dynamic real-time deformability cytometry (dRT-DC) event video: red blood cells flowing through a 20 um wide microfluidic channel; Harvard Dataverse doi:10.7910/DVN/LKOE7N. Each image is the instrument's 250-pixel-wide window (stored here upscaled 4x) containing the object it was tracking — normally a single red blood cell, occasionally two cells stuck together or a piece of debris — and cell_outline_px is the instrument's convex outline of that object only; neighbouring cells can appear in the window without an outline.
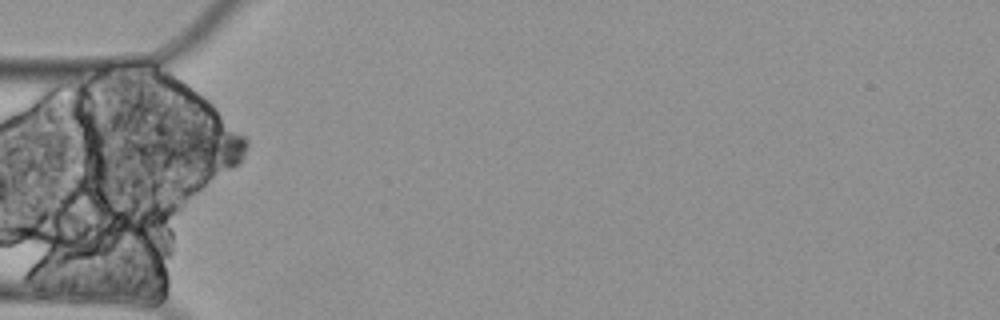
{"species": "Egyptian fruit bat (a non-hibernating species)", "species_latin": "Rousettus aegyptiacus", "temperature_condition": "cold", "stored_images_in_passage": 3, "camera_frame_rate_fps": 3000, "um_per_image_px": 0.085, "animal": {"sex": "female"}, "frame": {"image": 1, "passage_image": 1, "time_ms": 0.0, "image_size_px": [1000, 320], "cell_outline_px": [[248, 148], [240, 164], [232, 168], [208, 176], [192, 172], [180, 164], [172, 156], [168, 148], [172, 144], [212, 108], [244, 136], [248, 140]], "centroid_in_image_um": [17.86, 12.41], "position_along_channel_um": 67.1, "area_um2": 23.93}}